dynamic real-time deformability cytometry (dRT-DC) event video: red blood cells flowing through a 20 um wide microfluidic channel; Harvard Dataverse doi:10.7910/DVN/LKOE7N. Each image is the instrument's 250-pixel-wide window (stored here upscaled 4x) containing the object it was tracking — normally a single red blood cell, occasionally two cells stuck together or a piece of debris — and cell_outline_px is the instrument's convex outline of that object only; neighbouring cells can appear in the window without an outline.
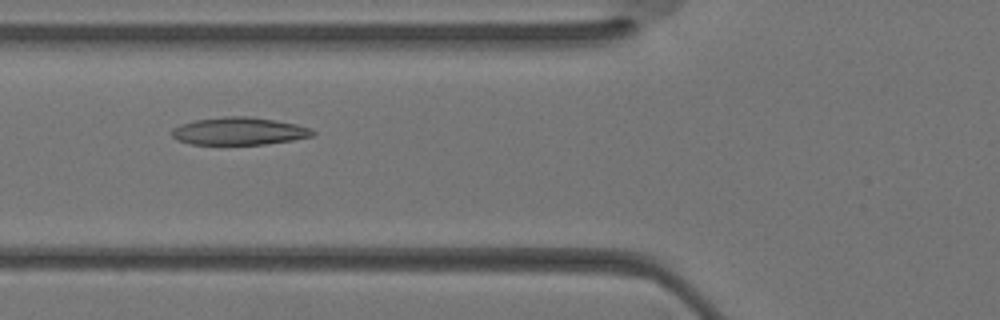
{"species": "Egyptian fruit bat (a non-hibernating species)", "species_latin": "Rousettus aegyptiacus", "temperature_condition": "warm", "stored_images_in_passage": 26, "camera_frame_rate_fps": 3000, "um_per_image_px": 0.085, "animal": {"sex": "female"}, "frame": {"image": 1, "passage_image": 7, "time_ms": 2.0, "image_size_px": [1000, 320], "cell_outline_px": [[316, 132], [312, 136], [292, 140], [264, 144], [188, 144], [176, 140], [172, 136], [172, 128], [180, 124], [196, 120], [224, 116], [248, 116], [296, 124], [312, 128]], "centroid_in_image_um": [20.3, 11.15], "position_along_channel_um": 105.5, "area_um2": 22.6}}
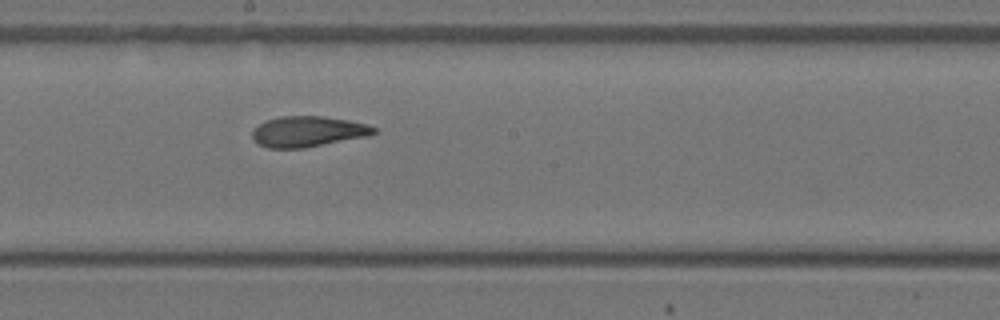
{"frame": {"image": 2, "passage_image": 13, "time_ms": 4.0, "image_size_px": [1000, 320], "cell_outline_px": [[376, 132], [368, 136], [304, 148], [268, 148], [256, 144], [252, 140], [252, 128], [264, 120], [280, 116], [324, 116], [348, 120], [368, 124], [376, 128]], "centroid_in_image_um": [26.11, 11.18], "position_along_channel_um": 222.1, "area_um2": 22.02}}
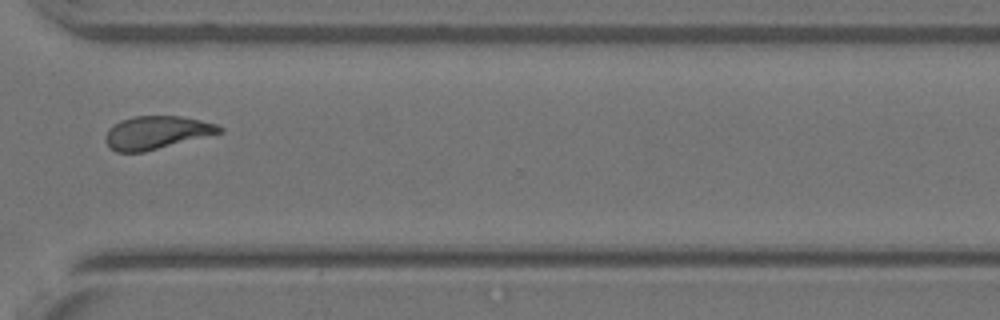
{"frame": {"image": 3, "passage_image": 20, "time_ms": 6.333, "image_size_px": [1000, 320], "cell_outline_px": [[224, 132], [144, 152], [116, 152], [104, 140], [104, 136], [108, 128], [120, 120], [132, 116], [180, 116], [200, 120], [216, 124], [224, 128]], "centroid_in_image_um": [13.3, 11.26], "position_along_channel_um": 357.3, "area_um2": 22.02}}